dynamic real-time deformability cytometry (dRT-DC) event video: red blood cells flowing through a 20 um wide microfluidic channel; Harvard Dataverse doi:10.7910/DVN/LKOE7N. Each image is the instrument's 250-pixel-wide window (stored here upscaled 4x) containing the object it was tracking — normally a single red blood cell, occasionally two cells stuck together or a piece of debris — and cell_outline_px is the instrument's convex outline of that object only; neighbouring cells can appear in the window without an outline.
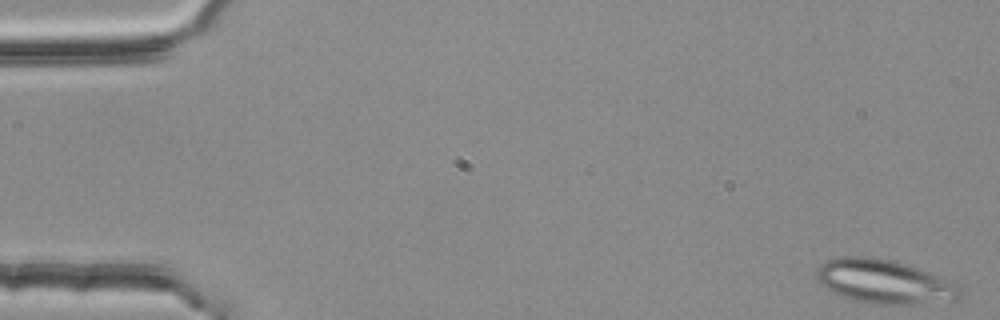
{"species": "common noctule bat (a hibernating species)", "species_latin": "Nyctalus noctula", "temperature_condition": "room temperature", "stored_images_in_passage": 52, "segment_of_instrument_passage": [1, 2], "camera_frame_rate_fps": 3000, "um_per_image_px": 0.085, "animal": {"sex": "female", "body_mass_g": 25.1}, "frame": {"image": 1, "passage_image": 1, "time_ms": 0.0, "image_size_px": [1000, 320], "cell_outline_px": [[960, 300], [912, 304], [876, 304], [852, 300], [840, 296], [832, 292], [820, 284], [816, 276], [816, 272], [820, 264], [824, 260], [836, 256], [876, 256], [892, 260], [940, 276], [960, 288]], "centroid_in_image_um": [75.09, 23.93], "position_along_channel_um": 9.9, "area_um2": 36.88}}